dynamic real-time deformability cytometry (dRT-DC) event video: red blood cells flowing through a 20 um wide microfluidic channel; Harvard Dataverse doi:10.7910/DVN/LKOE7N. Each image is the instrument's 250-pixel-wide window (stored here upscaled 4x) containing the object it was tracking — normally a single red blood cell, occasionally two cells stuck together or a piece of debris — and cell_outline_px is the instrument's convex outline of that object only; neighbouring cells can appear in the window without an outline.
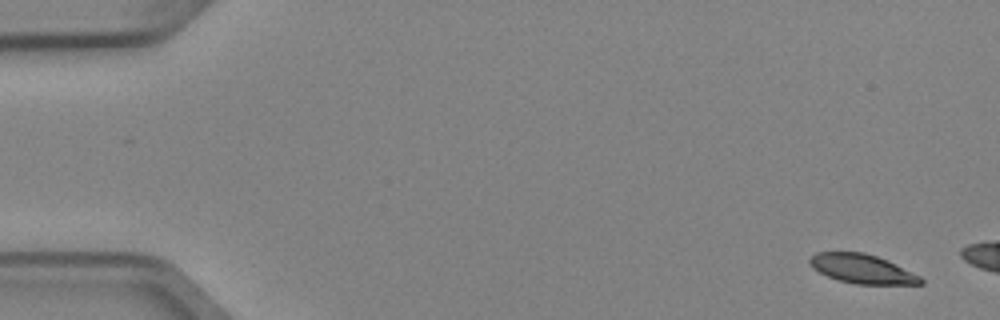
{"species": "Egyptian fruit bat (a non-hibernating species)", "species_latin": "Rousettus aegyptiacus", "temperature_condition": "cold", "stored_images_in_passage": 5, "camera_frame_rate_fps": 3000, "um_per_image_px": 0.085, "animal": {"sex": "female"}, "frame": {"image": 1, "passage_image": 1, "time_ms": 0.0, "image_size_px": [1000, 320], "cell_outline_px": [[924, 284], [856, 284], [840, 280], [828, 276], [812, 268], [808, 260], [816, 252], [864, 252], [888, 260], [920, 276], [924, 280]], "centroid_in_image_um": [73.29, 22.85], "position_along_channel_um": 11.7, "area_um2": 18.73}}